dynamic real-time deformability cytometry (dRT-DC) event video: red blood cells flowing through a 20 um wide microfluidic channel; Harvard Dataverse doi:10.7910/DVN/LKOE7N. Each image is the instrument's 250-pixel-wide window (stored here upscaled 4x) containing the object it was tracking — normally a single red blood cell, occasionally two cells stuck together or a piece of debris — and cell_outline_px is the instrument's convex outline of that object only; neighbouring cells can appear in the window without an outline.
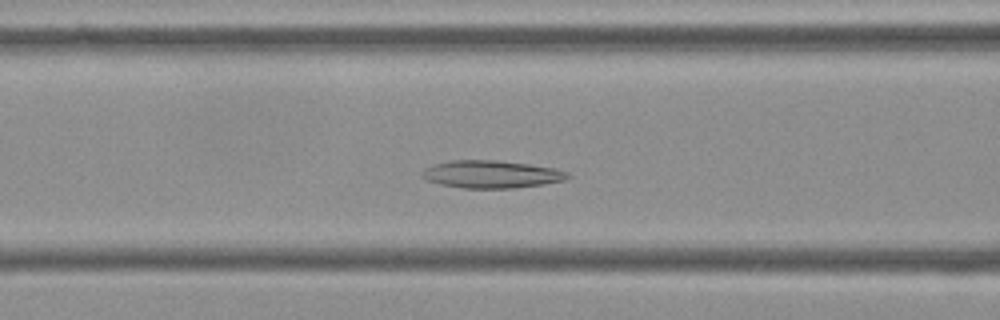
{"species": "Egyptian fruit bat (a non-hibernating species)", "species_latin": "Rousettus aegyptiacus", "temperature_condition": "cold", "stored_images_in_passage": 51, "camera_frame_rate_fps": 3000, "um_per_image_px": 0.085, "frame": {"image": 1, "passage_image": 18, "time_ms": 5.667, "image_size_px": [1000, 320], "cell_outline_px": [[572, 176], [564, 180], [544, 184], [512, 188], [460, 188], [440, 184], [428, 180], [420, 176], [420, 172], [424, 168], [432, 164], [452, 160], [496, 160], [528, 164], [552, 168], [568, 172]], "centroid_in_image_um": [41.72, 14.81], "position_along_channel_um": 124.9, "area_um2": 23.47}}
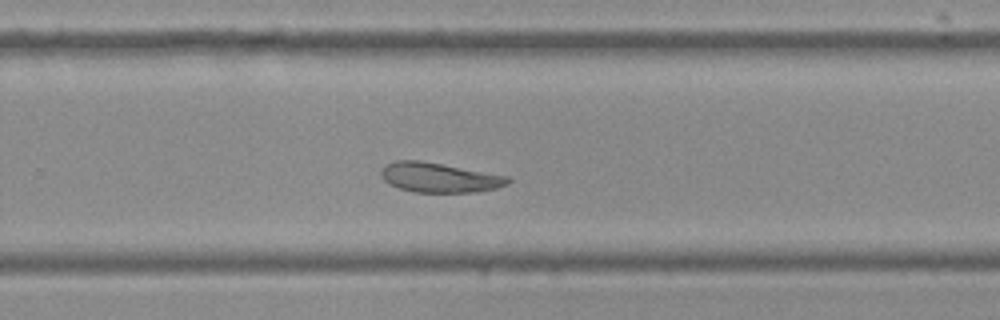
{"frame": {"image": 2, "passage_image": 32, "time_ms": 10.333, "image_size_px": [1000, 320], "cell_outline_px": [[512, 180], [508, 184], [496, 188], [472, 192], [412, 192], [388, 184], [380, 176], [380, 172], [384, 164], [396, 160], [420, 160], [508, 176]], "centroid_in_image_um": [37.29, 15.08], "position_along_channel_um": 292.5, "area_um2": 21.96}}
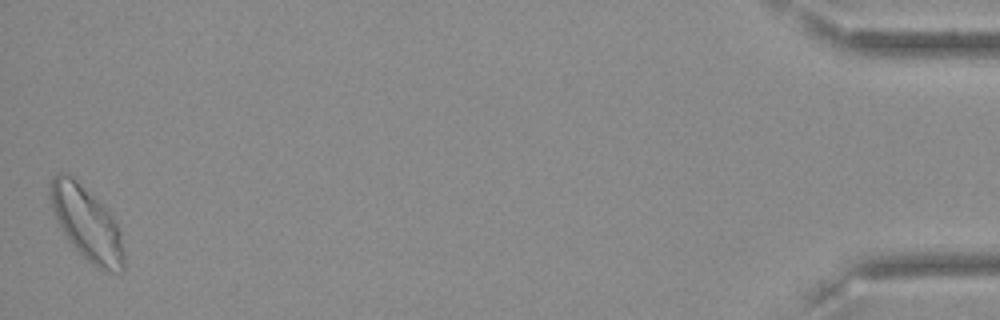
{"frame": {"image": 3, "passage_image": 51, "time_ms": 16.667, "image_size_px": [1000, 320], "cell_outline_px": [[124, 272], [104, 272], [92, 264], [72, 244], [56, 220], [52, 208], [48, 192], [52, 176], [56, 172], [64, 172], [72, 176], [104, 204], [112, 216], [120, 232], [124, 252]], "centroid_in_image_um": [7.38, 18.96], "position_along_channel_um": 427.8, "area_um2": 31.67}, "authors_computed_cell_mechanics": {"area_um2": 24.5072, "velocity_mm_per_s": 3.5946, "shape_relaxation_time_tau1_ms": null, "shape_relaxation_time_tau2_ms": 4.4516, "deformation_change_tau1": null, "deformation_change_tau2": 0.1127}}